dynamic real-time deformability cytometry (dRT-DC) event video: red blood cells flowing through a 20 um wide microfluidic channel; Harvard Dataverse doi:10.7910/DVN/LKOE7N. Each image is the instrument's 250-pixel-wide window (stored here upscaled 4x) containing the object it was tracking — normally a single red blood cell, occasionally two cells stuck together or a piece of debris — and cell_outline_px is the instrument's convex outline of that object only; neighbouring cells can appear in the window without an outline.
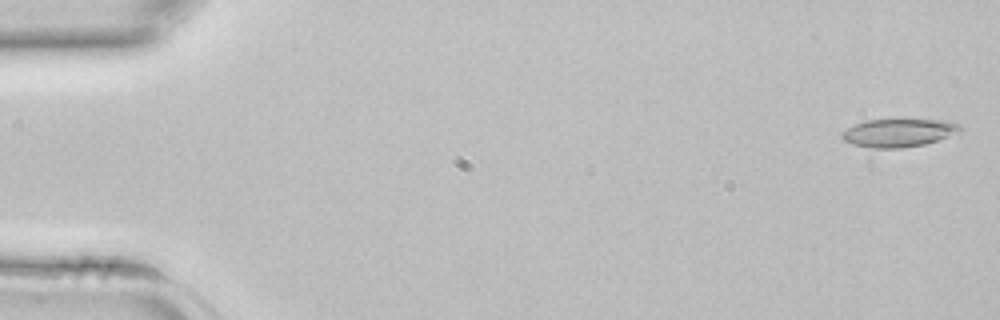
{"species": "common noctule bat (a hibernating species)", "species_latin": "Nyctalus noctula", "temperature_condition": "room temperature", "stored_images_in_passage": 11, "camera_frame_rate_fps": 3000, "um_per_image_px": 0.085, "animal": {"sex": "female", "body_mass_g": 22.7, "forearm_length_mm": 54.2}, "frame": {"image": 1, "passage_image": 1, "time_ms": 0.0, "image_size_px": [1000, 320], "cell_outline_px": [[960, 132], [924, 144], [872, 160], [868, 160], [844, 140], [840, 136], [840, 132], [864, 120], [904, 116], [948, 120], [960, 124]], "centroid_in_image_um": [76.14, 11.44], "position_along_channel_um": 8.9, "area_um2": 23.58}}
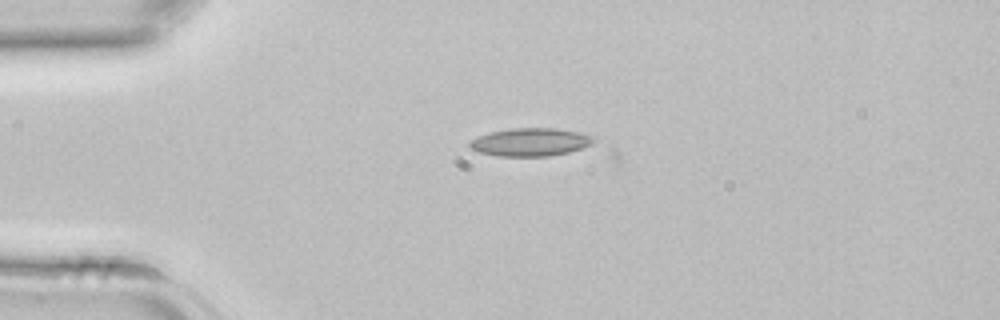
{"frame": {"image": 2, "passage_image": 10, "time_ms": 3.0, "image_size_px": [1000, 320], "cell_outline_px": [[596, 140], [592, 144], [568, 152], [548, 156], [496, 156], [480, 152], [468, 148], [468, 144], [472, 140], [480, 136], [492, 132], [512, 128], [556, 128], [580, 132], [592, 136]], "centroid_in_image_um": [45.09, 12.08], "position_along_channel_um": 39.9, "area_um2": 20.11}}